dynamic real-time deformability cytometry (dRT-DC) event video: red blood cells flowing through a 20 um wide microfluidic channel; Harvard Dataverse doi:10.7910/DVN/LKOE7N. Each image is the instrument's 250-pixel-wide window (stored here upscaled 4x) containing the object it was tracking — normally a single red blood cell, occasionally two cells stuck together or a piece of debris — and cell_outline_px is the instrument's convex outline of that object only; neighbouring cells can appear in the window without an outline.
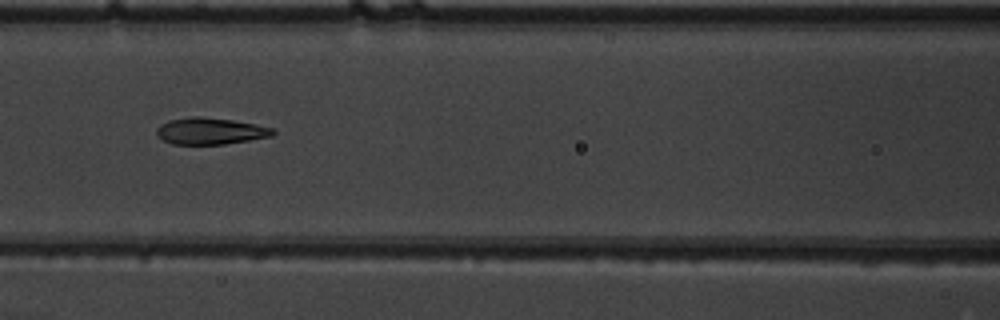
{"species": "common noctule bat (a hibernating species)", "species_latin": "Nyctalus noctula", "temperature_condition": "warm", "stored_images_in_passage": 6, "camera_frame_rate_fps": 3000, "um_per_image_px": 0.085, "animal": {"sex": "male", "body_mass_g": 19.5, "forearm_length_mm": 54.6}, "frame": {"image": 1, "passage_image": 3, "time_ms": 0.667, "image_size_px": [1000, 320], "cell_outline_px": [[276, 132], [272, 136], [224, 144], [172, 144], [156, 136], [156, 128], [160, 124], [168, 120], [192, 116], [200, 116], [232, 120], [256, 124], [272, 128]], "centroid_in_image_um": [17.84, 11.13], "position_along_channel_um": 148.8, "area_um2": 18.09}}
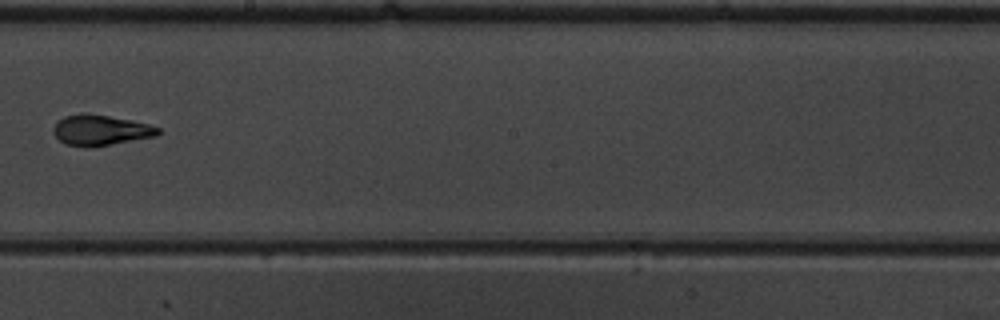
{"frame": {"image": 2, "passage_image": 5, "time_ms": 1.333, "image_size_px": [1000, 320], "cell_outline_px": [[160, 132], [156, 136], [92, 148], [88, 148], [64, 144], [52, 132], [52, 128], [64, 116], [108, 116], [148, 124], [160, 128]], "centroid_in_image_um": [8.56, 11.13], "position_along_channel_um": 239.6, "area_um2": 18.03}}
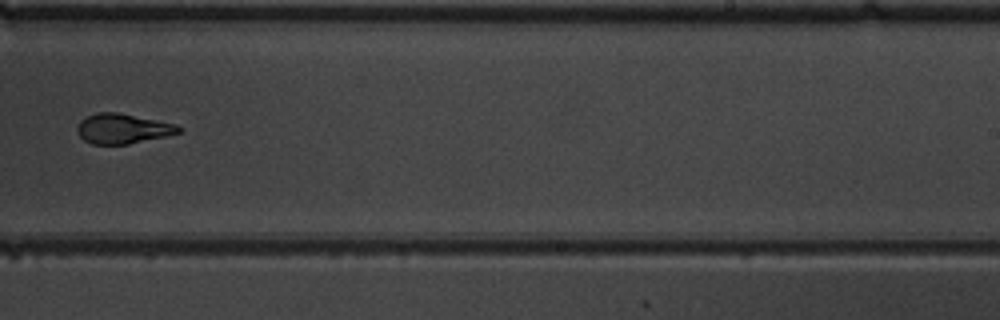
{"frame": {"image": 3, "passage_image": 6, "time_ms": 1.667, "image_size_px": [1000, 320], "cell_outline_px": [[180, 132], [164, 136], [128, 144], [92, 144], [84, 140], [76, 132], [76, 128], [80, 120], [96, 112], [116, 112], [176, 124], [180, 128]], "centroid_in_image_um": [10.37, 10.93], "position_along_channel_um": 278.6, "area_um2": 17.46}}